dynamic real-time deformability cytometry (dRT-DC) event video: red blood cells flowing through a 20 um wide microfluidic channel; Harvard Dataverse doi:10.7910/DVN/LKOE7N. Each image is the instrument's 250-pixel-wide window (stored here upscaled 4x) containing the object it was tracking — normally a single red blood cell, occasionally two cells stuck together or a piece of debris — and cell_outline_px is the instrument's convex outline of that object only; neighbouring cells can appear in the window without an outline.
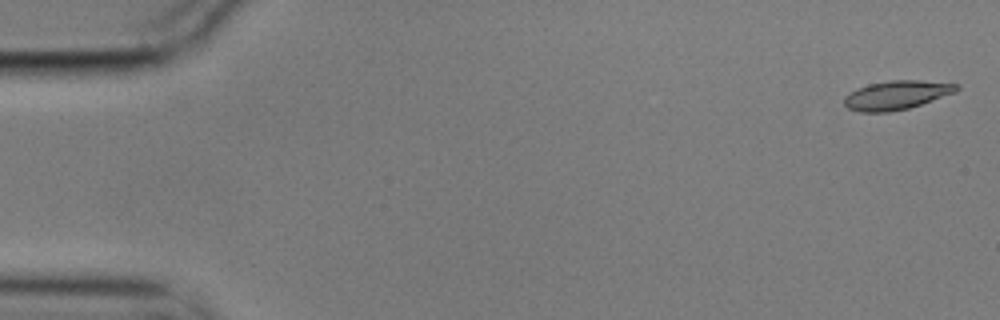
{"species": "common noctule bat (a hibernating species)", "species_latin": "Nyctalus noctula", "temperature_condition": "cold", "stored_images_in_passage": 4, "camera_frame_rate_fps": 3000, "um_per_image_px": 0.085, "animal": {"sex": "male", "body_mass_g": 17.9}, "frame": {"image": 1, "passage_image": 1, "time_ms": 0.0, "image_size_px": [1000, 320], "cell_outline_px": [[960, 88], [956, 92], [908, 108], [888, 112], [860, 112], [848, 108], [844, 104], [844, 96], [856, 88], [868, 84], [888, 80], [920, 80], [960, 84]], "centroid_in_image_um": [76.19, 8.07], "position_along_channel_um": 8.8, "area_um2": 18.96}}
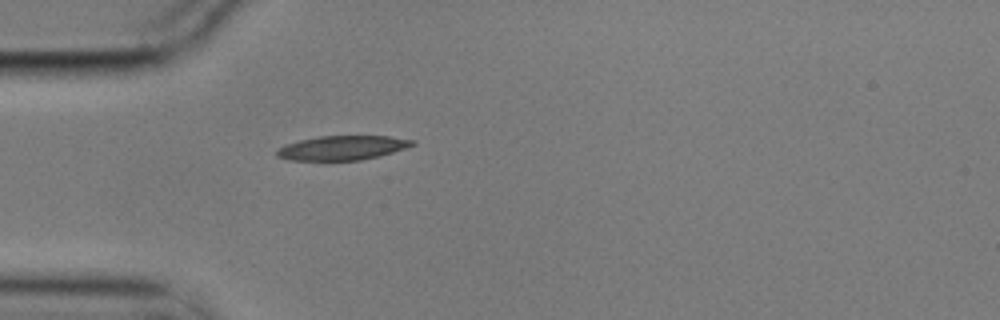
{"frame": {"image": 2, "passage_image": 4, "time_ms": 1.0, "image_size_px": [1000, 320], "cell_outline_px": [[416, 144], [380, 156], [360, 160], [288, 160], [276, 156], [276, 152], [284, 144], [300, 140], [320, 136], [388, 136], [416, 140]], "centroid_in_image_um": [29.1, 12.56], "position_along_channel_um": 55.9, "area_um2": 19.13}}